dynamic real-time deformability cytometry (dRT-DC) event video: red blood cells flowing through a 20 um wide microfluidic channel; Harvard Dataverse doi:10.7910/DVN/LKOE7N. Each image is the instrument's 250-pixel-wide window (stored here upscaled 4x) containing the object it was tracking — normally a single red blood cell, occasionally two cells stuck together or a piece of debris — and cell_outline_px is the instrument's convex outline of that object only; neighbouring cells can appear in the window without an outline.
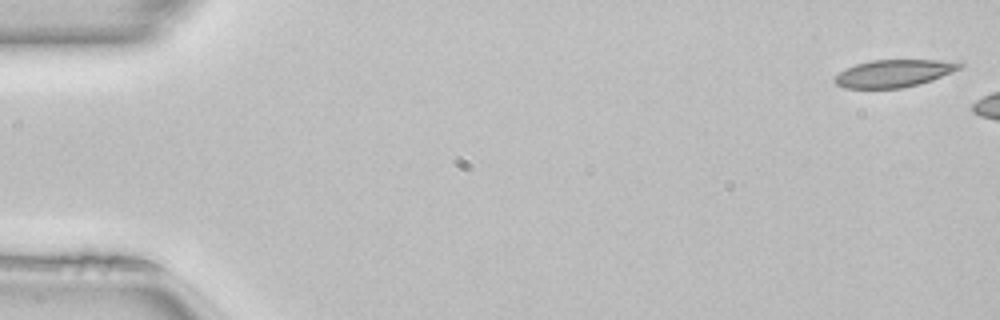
{"species": "common noctule bat (a hibernating species)", "species_latin": "Nyctalus noctula", "temperature_condition": "room temperature", "stored_images_in_passage": 6, "camera_frame_rate_fps": 3000, "um_per_image_px": 0.085, "animal": {"sex": "female", "body_mass_g": 22.7, "forearm_length_mm": 54.2}, "frame": {"image": 1, "passage_image": 1, "time_ms": 0.0, "image_size_px": [1000, 320], "cell_outline_px": [[964, 64], [960, 68], [952, 72], [932, 80], [904, 88], [844, 88], [836, 84], [832, 80], [840, 72], [856, 64], [872, 60], [936, 60]], "centroid_in_image_um": [75.94, 6.24], "position_along_channel_um": 9.1, "area_um2": 19.71}}